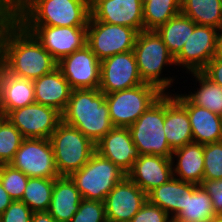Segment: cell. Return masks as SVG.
I'll use <instances>...</instances> for the list:
<instances>
[{
	"mask_svg": "<svg viewBox=\"0 0 222 222\" xmlns=\"http://www.w3.org/2000/svg\"><path fill=\"white\" fill-rule=\"evenodd\" d=\"M58 62L11 15L0 14V65L11 75L35 80L57 68Z\"/></svg>",
	"mask_w": 222,
	"mask_h": 222,
	"instance_id": "cell-1",
	"label": "cell"
},
{
	"mask_svg": "<svg viewBox=\"0 0 222 222\" xmlns=\"http://www.w3.org/2000/svg\"><path fill=\"white\" fill-rule=\"evenodd\" d=\"M62 121L97 143L115 126L110 119L105 93L96 89H72Z\"/></svg>",
	"mask_w": 222,
	"mask_h": 222,
	"instance_id": "cell-2",
	"label": "cell"
},
{
	"mask_svg": "<svg viewBox=\"0 0 222 222\" xmlns=\"http://www.w3.org/2000/svg\"><path fill=\"white\" fill-rule=\"evenodd\" d=\"M89 0H26L11 16L21 25L87 27Z\"/></svg>",
	"mask_w": 222,
	"mask_h": 222,
	"instance_id": "cell-3",
	"label": "cell"
},
{
	"mask_svg": "<svg viewBox=\"0 0 222 222\" xmlns=\"http://www.w3.org/2000/svg\"><path fill=\"white\" fill-rule=\"evenodd\" d=\"M59 176L80 170L95 152V143L77 128L61 121L49 138Z\"/></svg>",
	"mask_w": 222,
	"mask_h": 222,
	"instance_id": "cell-4",
	"label": "cell"
},
{
	"mask_svg": "<svg viewBox=\"0 0 222 222\" xmlns=\"http://www.w3.org/2000/svg\"><path fill=\"white\" fill-rule=\"evenodd\" d=\"M133 52L142 81L164 93L173 81L171 78H159L160 73L163 65L175 64V61L161 36L156 30L140 31Z\"/></svg>",
	"mask_w": 222,
	"mask_h": 222,
	"instance_id": "cell-5",
	"label": "cell"
},
{
	"mask_svg": "<svg viewBox=\"0 0 222 222\" xmlns=\"http://www.w3.org/2000/svg\"><path fill=\"white\" fill-rule=\"evenodd\" d=\"M126 174L96 151L89 161L69 177L83 199L105 201L108 193Z\"/></svg>",
	"mask_w": 222,
	"mask_h": 222,
	"instance_id": "cell-6",
	"label": "cell"
},
{
	"mask_svg": "<svg viewBox=\"0 0 222 222\" xmlns=\"http://www.w3.org/2000/svg\"><path fill=\"white\" fill-rule=\"evenodd\" d=\"M163 127L164 94L129 127L140 155L172 157L173 150L168 144Z\"/></svg>",
	"mask_w": 222,
	"mask_h": 222,
	"instance_id": "cell-7",
	"label": "cell"
},
{
	"mask_svg": "<svg viewBox=\"0 0 222 222\" xmlns=\"http://www.w3.org/2000/svg\"><path fill=\"white\" fill-rule=\"evenodd\" d=\"M163 94L156 86L147 83L105 94L113 125L129 128Z\"/></svg>",
	"mask_w": 222,
	"mask_h": 222,
	"instance_id": "cell-8",
	"label": "cell"
},
{
	"mask_svg": "<svg viewBox=\"0 0 222 222\" xmlns=\"http://www.w3.org/2000/svg\"><path fill=\"white\" fill-rule=\"evenodd\" d=\"M138 33L131 27L96 21L90 15L86 45L102 61L118 53L132 51Z\"/></svg>",
	"mask_w": 222,
	"mask_h": 222,
	"instance_id": "cell-9",
	"label": "cell"
},
{
	"mask_svg": "<svg viewBox=\"0 0 222 222\" xmlns=\"http://www.w3.org/2000/svg\"><path fill=\"white\" fill-rule=\"evenodd\" d=\"M10 165L28 177H60L49 139L25 138Z\"/></svg>",
	"mask_w": 222,
	"mask_h": 222,
	"instance_id": "cell-10",
	"label": "cell"
},
{
	"mask_svg": "<svg viewBox=\"0 0 222 222\" xmlns=\"http://www.w3.org/2000/svg\"><path fill=\"white\" fill-rule=\"evenodd\" d=\"M24 138L49 139L62 121V114L56 109L38 104L10 111L5 116Z\"/></svg>",
	"mask_w": 222,
	"mask_h": 222,
	"instance_id": "cell-11",
	"label": "cell"
},
{
	"mask_svg": "<svg viewBox=\"0 0 222 222\" xmlns=\"http://www.w3.org/2000/svg\"><path fill=\"white\" fill-rule=\"evenodd\" d=\"M59 62L63 57L82 49L87 42V27L22 25Z\"/></svg>",
	"mask_w": 222,
	"mask_h": 222,
	"instance_id": "cell-12",
	"label": "cell"
},
{
	"mask_svg": "<svg viewBox=\"0 0 222 222\" xmlns=\"http://www.w3.org/2000/svg\"><path fill=\"white\" fill-rule=\"evenodd\" d=\"M144 82L132 51L118 53L101 61L99 90L105 94L136 87Z\"/></svg>",
	"mask_w": 222,
	"mask_h": 222,
	"instance_id": "cell-13",
	"label": "cell"
},
{
	"mask_svg": "<svg viewBox=\"0 0 222 222\" xmlns=\"http://www.w3.org/2000/svg\"><path fill=\"white\" fill-rule=\"evenodd\" d=\"M72 89H96L100 85L101 61L85 45L57 64Z\"/></svg>",
	"mask_w": 222,
	"mask_h": 222,
	"instance_id": "cell-14",
	"label": "cell"
},
{
	"mask_svg": "<svg viewBox=\"0 0 222 222\" xmlns=\"http://www.w3.org/2000/svg\"><path fill=\"white\" fill-rule=\"evenodd\" d=\"M147 201V194L125 176L105 198L107 222H129Z\"/></svg>",
	"mask_w": 222,
	"mask_h": 222,
	"instance_id": "cell-15",
	"label": "cell"
},
{
	"mask_svg": "<svg viewBox=\"0 0 222 222\" xmlns=\"http://www.w3.org/2000/svg\"><path fill=\"white\" fill-rule=\"evenodd\" d=\"M90 12L96 21L144 30L143 0H91Z\"/></svg>",
	"mask_w": 222,
	"mask_h": 222,
	"instance_id": "cell-16",
	"label": "cell"
},
{
	"mask_svg": "<svg viewBox=\"0 0 222 222\" xmlns=\"http://www.w3.org/2000/svg\"><path fill=\"white\" fill-rule=\"evenodd\" d=\"M218 29L196 25L181 52L174 58L175 64L184 65L189 71H201L214 57Z\"/></svg>",
	"mask_w": 222,
	"mask_h": 222,
	"instance_id": "cell-17",
	"label": "cell"
},
{
	"mask_svg": "<svg viewBox=\"0 0 222 222\" xmlns=\"http://www.w3.org/2000/svg\"><path fill=\"white\" fill-rule=\"evenodd\" d=\"M95 151L127 174L140 156L129 128L114 127L96 144Z\"/></svg>",
	"mask_w": 222,
	"mask_h": 222,
	"instance_id": "cell-18",
	"label": "cell"
},
{
	"mask_svg": "<svg viewBox=\"0 0 222 222\" xmlns=\"http://www.w3.org/2000/svg\"><path fill=\"white\" fill-rule=\"evenodd\" d=\"M173 159L160 155H140L126 176L146 194L173 178Z\"/></svg>",
	"mask_w": 222,
	"mask_h": 222,
	"instance_id": "cell-19",
	"label": "cell"
},
{
	"mask_svg": "<svg viewBox=\"0 0 222 222\" xmlns=\"http://www.w3.org/2000/svg\"><path fill=\"white\" fill-rule=\"evenodd\" d=\"M174 98L189 115L193 142L208 144L222 141V116L192 104L185 95H176Z\"/></svg>",
	"mask_w": 222,
	"mask_h": 222,
	"instance_id": "cell-20",
	"label": "cell"
},
{
	"mask_svg": "<svg viewBox=\"0 0 222 222\" xmlns=\"http://www.w3.org/2000/svg\"><path fill=\"white\" fill-rule=\"evenodd\" d=\"M33 84L35 102L52 107L62 114L72 92L62 71L57 67L52 72L33 80Z\"/></svg>",
	"mask_w": 222,
	"mask_h": 222,
	"instance_id": "cell-21",
	"label": "cell"
},
{
	"mask_svg": "<svg viewBox=\"0 0 222 222\" xmlns=\"http://www.w3.org/2000/svg\"><path fill=\"white\" fill-rule=\"evenodd\" d=\"M164 133L172 150L193 142L189 115L171 95L164 94Z\"/></svg>",
	"mask_w": 222,
	"mask_h": 222,
	"instance_id": "cell-22",
	"label": "cell"
},
{
	"mask_svg": "<svg viewBox=\"0 0 222 222\" xmlns=\"http://www.w3.org/2000/svg\"><path fill=\"white\" fill-rule=\"evenodd\" d=\"M34 102L33 81L13 76L0 65V112L3 116Z\"/></svg>",
	"mask_w": 222,
	"mask_h": 222,
	"instance_id": "cell-23",
	"label": "cell"
},
{
	"mask_svg": "<svg viewBox=\"0 0 222 222\" xmlns=\"http://www.w3.org/2000/svg\"><path fill=\"white\" fill-rule=\"evenodd\" d=\"M82 196L69 176L55 179L48 212L56 222H70L78 211Z\"/></svg>",
	"mask_w": 222,
	"mask_h": 222,
	"instance_id": "cell-24",
	"label": "cell"
},
{
	"mask_svg": "<svg viewBox=\"0 0 222 222\" xmlns=\"http://www.w3.org/2000/svg\"><path fill=\"white\" fill-rule=\"evenodd\" d=\"M178 157V162L173 170L179 176V180L201 185L204 175V144L190 142L183 147L173 150ZM175 171V172H174Z\"/></svg>",
	"mask_w": 222,
	"mask_h": 222,
	"instance_id": "cell-25",
	"label": "cell"
},
{
	"mask_svg": "<svg viewBox=\"0 0 222 222\" xmlns=\"http://www.w3.org/2000/svg\"><path fill=\"white\" fill-rule=\"evenodd\" d=\"M216 217L210 196L201 185L187 182V202L171 221L211 222Z\"/></svg>",
	"mask_w": 222,
	"mask_h": 222,
	"instance_id": "cell-26",
	"label": "cell"
},
{
	"mask_svg": "<svg viewBox=\"0 0 222 222\" xmlns=\"http://www.w3.org/2000/svg\"><path fill=\"white\" fill-rule=\"evenodd\" d=\"M147 200L159 206L168 215L174 213L175 218L185 207L187 202V182L181 181L175 177L168 182L156 187L147 194Z\"/></svg>",
	"mask_w": 222,
	"mask_h": 222,
	"instance_id": "cell-27",
	"label": "cell"
},
{
	"mask_svg": "<svg viewBox=\"0 0 222 222\" xmlns=\"http://www.w3.org/2000/svg\"><path fill=\"white\" fill-rule=\"evenodd\" d=\"M196 25L189 17L180 13L165 24L160 25L156 32L161 36L168 51L175 58L181 52Z\"/></svg>",
	"mask_w": 222,
	"mask_h": 222,
	"instance_id": "cell-28",
	"label": "cell"
},
{
	"mask_svg": "<svg viewBox=\"0 0 222 222\" xmlns=\"http://www.w3.org/2000/svg\"><path fill=\"white\" fill-rule=\"evenodd\" d=\"M181 13L197 25L222 27L221 0H180Z\"/></svg>",
	"mask_w": 222,
	"mask_h": 222,
	"instance_id": "cell-29",
	"label": "cell"
},
{
	"mask_svg": "<svg viewBox=\"0 0 222 222\" xmlns=\"http://www.w3.org/2000/svg\"><path fill=\"white\" fill-rule=\"evenodd\" d=\"M180 13V0H143L144 30H156Z\"/></svg>",
	"mask_w": 222,
	"mask_h": 222,
	"instance_id": "cell-30",
	"label": "cell"
},
{
	"mask_svg": "<svg viewBox=\"0 0 222 222\" xmlns=\"http://www.w3.org/2000/svg\"><path fill=\"white\" fill-rule=\"evenodd\" d=\"M192 74L196 76L201 87L195 94L185 95V97L192 104L222 116V87L211 81L201 71H194Z\"/></svg>",
	"mask_w": 222,
	"mask_h": 222,
	"instance_id": "cell-31",
	"label": "cell"
},
{
	"mask_svg": "<svg viewBox=\"0 0 222 222\" xmlns=\"http://www.w3.org/2000/svg\"><path fill=\"white\" fill-rule=\"evenodd\" d=\"M55 179L29 177L23 197L24 202L33 212L48 211L51 204Z\"/></svg>",
	"mask_w": 222,
	"mask_h": 222,
	"instance_id": "cell-32",
	"label": "cell"
},
{
	"mask_svg": "<svg viewBox=\"0 0 222 222\" xmlns=\"http://www.w3.org/2000/svg\"><path fill=\"white\" fill-rule=\"evenodd\" d=\"M24 139L6 117L0 120V165L10 164Z\"/></svg>",
	"mask_w": 222,
	"mask_h": 222,
	"instance_id": "cell-33",
	"label": "cell"
},
{
	"mask_svg": "<svg viewBox=\"0 0 222 222\" xmlns=\"http://www.w3.org/2000/svg\"><path fill=\"white\" fill-rule=\"evenodd\" d=\"M29 177L10 164L0 165V181L13 200H21Z\"/></svg>",
	"mask_w": 222,
	"mask_h": 222,
	"instance_id": "cell-34",
	"label": "cell"
},
{
	"mask_svg": "<svg viewBox=\"0 0 222 222\" xmlns=\"http://www.w3.org/2000/svg\"><path fill=\"white\" fill-rule=\"evenodd\" d=\"M222 179V141L204 144L203 180Z\"/></svg>",
	"mask_w": 222,
	"mask_h": 222,
	"instance_id": "cell-35",
	"label": "cell"
},
{
	"mask_svg": "<svg viewBox=\"0 0 222 222\" xmlns=\"http://www.w3.org/2000/svg\"><path fill=\"white\" fill-rule=\"evenodd\" d=\"M70 222H107L104 202L82 199Z\"/></svg>",
	"mask_w": 222,
	"mask_h": 222,
	"instance_id": "cell-36",
	"label": "cell"
},
{
	"mask_svg": "<svg viewBox=\"0 0 222 222\" xmlns=\"http://www.w3.org/2000/svg\"><path fill=\"white\" fill-rule=\"evenodd\" d=\"M169 215L148 200L129 222H171Z\"/></svg>",
	"mask_w": 222,
	"mask_h": 222,
	"instance_id": "cell-37",
	"label": "cell"
},
{
	"mask_svg": "<svg viewBox=\"0 0 222 222\" xmlns=\"http://www.w3.org/2000/svg\"><path fill=\"white\" fill-rule=\"evenodd\" d=\"M33 211L22 201L14 200L0 215V222H31Z\"/></svg>",
	"mask_w": 222,
	"mask_h": 222,
	"instance_id": "cell-38",
	"label": "cell"
},
{
	"mask_svg": "<svg viewBox=\"0 0 222 222\" xmlns=\"http://www.w3.org/2000/svg\"><path fill=\"white\" fill-rule=\"evenodd\" d=\"M201 186L211 198L216 217H222V179L203 180Z\"/></svg>",
	"mask_w": 222,
	"mask_h": 222,
	"instance_id": "cell-39",
	"label": "cell"
},
{
	"mask_svg": "<svg viewBox=\"0 0 222 222\" xmlns=\"http://www.w3.org/2000/svg\"><path fill=\"white\" fill-rule=\"evenodd\" d=\"M201 72L222 87V58L213 57Z\"/></svg>",
	"mask_w": 222,
	"mask_h": 222,
	"instance_id": "cell-40",
	"label": "cell"
},
{
	"mask_svg": "<svg viewBox=\"0 0 222 222\" xmlns=\"http://www.w3.org/2000/svg\"><path fill=\"white\" fill-rule=\"evenodd\" d=\"M26 0H0V14L12 15Z\"/></svg>",
	"mask_w": 222,
	"mask_h": 222,
	"instance_id": "cell-41",
	"label": "cell"
},
{
	"mask_svg": "<svg viewBox=\"0 0 222 222\" xmlns=\"http://www.w3.org/2000/svg\"><path fill=\"white\" fill-rule=\"evenodd\" d=\"M14 200L10 197V195L5 191L0 181V215L6 210V208L13 202Z\"/></svg>",
	"mask_w": 222,
	"mask_h": 222,
	"instance_id": "cell-42",
	"label": "cell"
},
{
	"mask_svg": "<svg viewBox=\"0 0 222 222\" xmlns=\"http://www.w3.org/2000/svg\"><path fill=\"white\" fill-rule=\"evenodd\" d=\"M31 222H56L48 211L33 212Z\"/></svg>",
	"mask_w": 222,
	"mask_h": 222,
	"instance_id": "cell-43",
	"label": "cell"
},
{
	"mask_svg": "<svg viewBox=\"0 0 222 222\" xmlns=\"http://www.w3.org/2000/svg\"><path fill=\"white\" fill-rule=\"evenodd\" d=\"M219 31H222V27L218 29ZM214 57L216 58H222V33H217L216 37V48H215V54Z\"/></svg>",
	"mask_w": 222,
	"mask_h": 222,
	"instance_id": "cell-44",
	"label": "cell"
},
{
	"mask_svg": "<svg viewBox=\"0 0 222 222\" xmlns=\"http://www.w3.org/2000/svg\"><path fill=\"white\" fill-rule=\"evenodd\" d=\"M211 222H222V217H215Z\"/></svg>",
	"mask_w": 222,
	"mask_h": 222,
	"instance_id": "cell-45",
	"label": "cell"
},
{
	"mask_svg": "<svg viewBox=\"0 0 222 222\" xmlns=\"http://www.w3.org/2000/svg\"><path fill=\"white\" fill-rule=\"evenodd\" d=\"M3 117H4L3 114L0 112V120H1Z\"/></svg>",
	"mask_w": 222,
	"mask_h": 222,
	"instance_id": "cell-46",
	"label": "cell"
},
{
	"mask_svg": "<svg viewBox=\"0 0 222 222\" xmlns=\"http://www.w3.org/2000/svg\"><path fill=\"white\" fill-rule=\"evenodd\" d=\"M171 222H190V221H171Z\"/></svg>",
	"mask_w": 222,
	"mask_h": 222,
	"instance_id": "cell-47",
	"label": "cell"
}]
</instances>
